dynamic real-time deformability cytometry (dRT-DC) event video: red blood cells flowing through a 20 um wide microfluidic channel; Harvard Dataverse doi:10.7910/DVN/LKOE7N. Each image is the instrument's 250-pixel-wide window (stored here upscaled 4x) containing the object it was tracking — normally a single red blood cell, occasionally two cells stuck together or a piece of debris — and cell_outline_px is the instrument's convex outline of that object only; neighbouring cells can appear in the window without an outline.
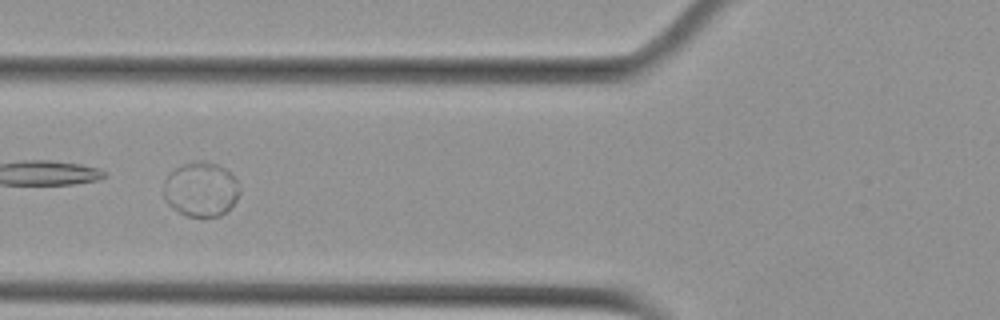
{"species": "Egyptian fruit bat (a non-hibernating species)", "species_latin": "Rousettus aegyptiacus", "temperature_condition": "cold", "stored_images_in_passage": 11, "camera_frame_rate_fps": 3000, "um_per_image_px": 0.085, "animal": {"sex": "female"}, "frame": {"image": 1, "passage_image": 7, "time_ms": 2.0, "image_size_px": [1000, 320], "cell_outline_px": [[240, 184], [236, 200], [220, 216], [188, 216], [172, 208], [168, 204], [164, 196], [164, 180], [180, 164], [196, 160], [204, 160], [216, 164], [224, 168]], "centroid_in_image_um": [17.06, 16.07], "position_along_channel_um": 108.7, "area_um2": 23.93}}